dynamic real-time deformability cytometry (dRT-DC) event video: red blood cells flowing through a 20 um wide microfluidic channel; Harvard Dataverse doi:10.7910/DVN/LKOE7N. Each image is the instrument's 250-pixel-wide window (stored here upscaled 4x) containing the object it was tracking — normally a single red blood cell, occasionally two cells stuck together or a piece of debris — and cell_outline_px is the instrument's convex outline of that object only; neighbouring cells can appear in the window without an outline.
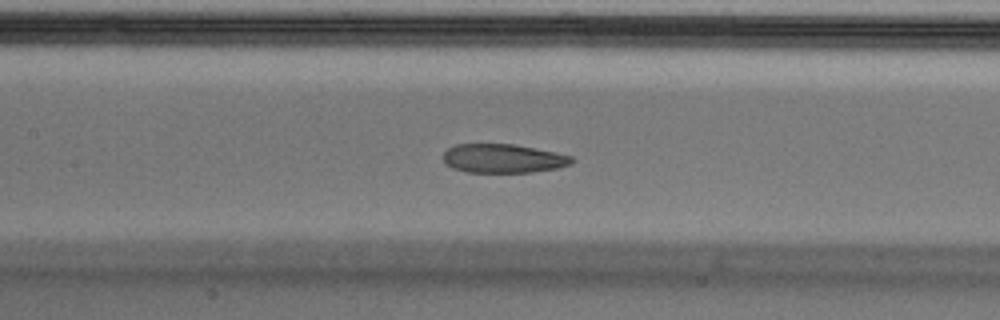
{"species": "Egyptian fruit bat (a non-hibernating species)", "species_latin": "Rousettus aegyptiacus", "temperature_condition": "cold", "stored_images_in_passage": 54, "camera_frame_rate_fps": 3000, "um_per_image_px": 0.085, "animal": {"sex": "male"}, "frame": {"image": 1, "passage_image": 24, "time_ms": 7.667, "image_size_px": [1000, 320], "cell_outline_px": [[576, 160], [572, 164], [556, 168], [532, 172], [468, 172], [452, 168], [444, 164], [444, 152], [448, 148], [456, 144], [512, 144], [572, 156]], "centroid_in_image_um": [42.74, 13.47], "position_along_channel_um": 164.7, "area_um2": 21.5}, "authors_computed_cell_mechanics": {"area_um2": 23.987, "velocity_mm_per_s": 3.6984, "shape_relaxation_time_tau1_ms": 8.9309, "shape_relaxation_time_tau2_ms": 2.188, "deformation_change_tau1": 0.1892, "deformation_change_tau2": 0.0803}}